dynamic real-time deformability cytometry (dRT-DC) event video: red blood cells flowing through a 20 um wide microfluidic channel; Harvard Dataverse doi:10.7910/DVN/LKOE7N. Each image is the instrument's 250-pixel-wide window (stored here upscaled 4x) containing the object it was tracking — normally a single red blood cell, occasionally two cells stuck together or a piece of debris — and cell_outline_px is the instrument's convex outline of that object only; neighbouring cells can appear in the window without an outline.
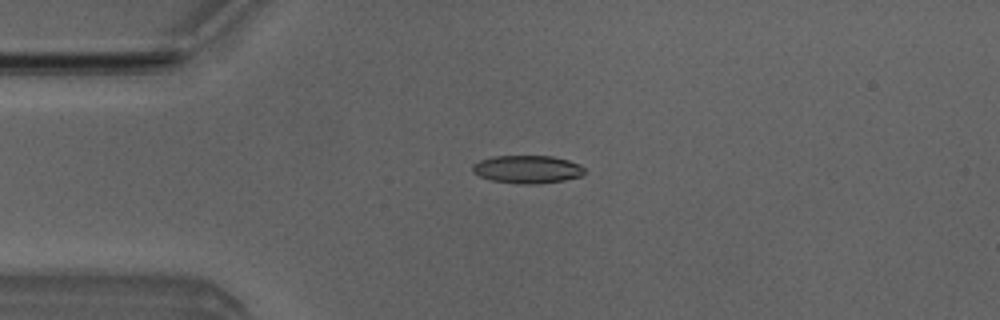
{"species": "Egyptian fruit bat (a non-hibernating species)", "species_latin": "Rousettus aegyptiacus", "temperature_condition": "room temperature", "stored_images_in_passage": 2, "camera_frame_rate_fps": 3000, "um_per_image_px": 0.085, "animal": {"sex": "male"}, "frame": {"image": 1, "passage_image": 1, "time_ms": 0.0, "image_size_px": [1000, 320], "cell_outline_px": [[584, 172], [580, 176], [564, 180], [536, 184], [524, 184], [492, 180], [480, 176], [472, 172], [472, 164], [480, 160], [492, 156], [552, 156], [568, 160], [580, 164], [584, 168]], "centroid_in_image_um": [44.81, 14.38], "position_along_channel_um": 40.2, "area_um2": 18.15}}